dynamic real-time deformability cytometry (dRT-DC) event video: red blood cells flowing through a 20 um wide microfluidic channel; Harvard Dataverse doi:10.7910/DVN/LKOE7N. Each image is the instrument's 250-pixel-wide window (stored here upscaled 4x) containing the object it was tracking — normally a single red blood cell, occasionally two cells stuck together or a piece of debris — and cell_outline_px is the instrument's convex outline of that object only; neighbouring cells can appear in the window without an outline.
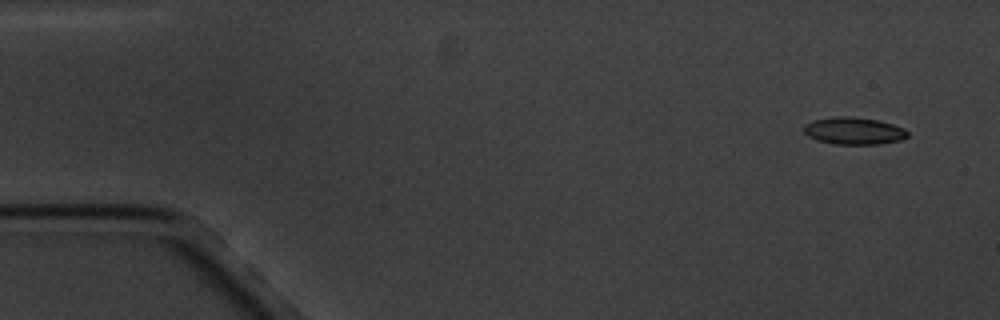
{"species": "common noctule bat (a hibernating species)", "species_latin": "Nyctalus noctula", "temperature_condition": "cold", "stored_images_in_passage": 6, "camera_frame_rate_fps": 3000, "um_per_image_px": 0.085, "animal": {"sex": "male", "body_mass_g": 20.1, "forearm_length_mm": 53.5}, "frame": {"image": 1, "passage_image": 1, "time_ms": 0.0, "image_size_px": [1000, 320], "cell_outline_px": [[908, 136], [900, 140], [880, 144], [832, 144], [816, 140], [808, 136], [804, 132], [804, 124], [812, 120], [836, 116], [848, 116], [876, 120], [892, 124], [904, 128], [908, 132]], "centroid_in_image_um": [72.54, 11.13], "position_along_channel_um": 12.5, "area_um2": 16.47}}
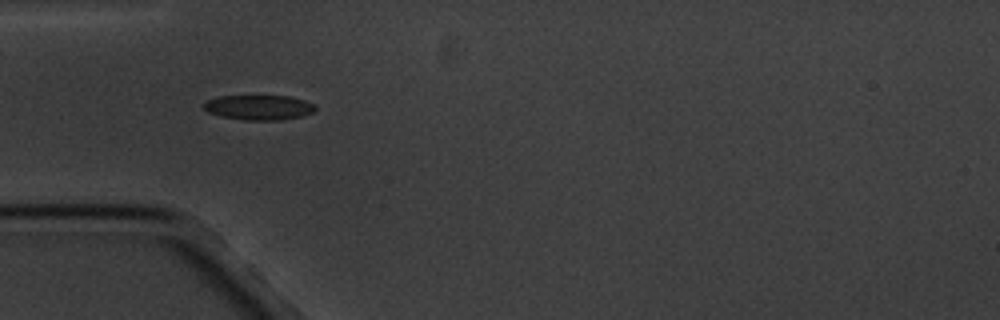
{"frame": {"image": 2, "passage_image": 5, "time_ms": 4.667, "image_size_px": [1000, 320], "cell_outline_px": [[316, 112], [304, 116], [280, 120], [244, 120], [220, 116], [208, 112], [204, 108], [204, 104], [208, 100], [220, 96], [288, 96], [304, 100], [312, 104], [316, 108]], "centroid_in_image_um": [22.04, 9.14], "position_along_channel_um": 63.0, "area_um2": 16.18}}
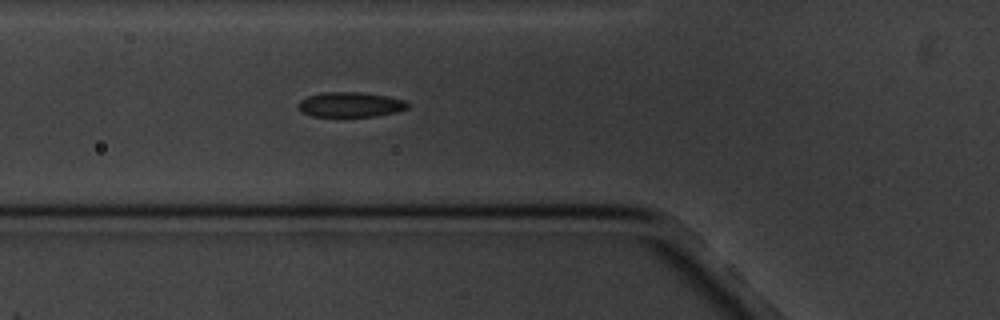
{"frame": {"image": 3, "passage_image": 6, "time_ms": 5.667, "image_size_px": [1000, 320], "cell_outline_px": [[408, 108], [396, 112], [376, 116], [312, 116], [296, 108], [296, 104], [300, 100], [308, 96], [320, 92], [360, 92], [388, 96], [404, 100], [408, 104]], "centroid_in_image_um": [29.75, 8.88], "position_along_channel_um": 96.1, "area_um2": 15.95}}